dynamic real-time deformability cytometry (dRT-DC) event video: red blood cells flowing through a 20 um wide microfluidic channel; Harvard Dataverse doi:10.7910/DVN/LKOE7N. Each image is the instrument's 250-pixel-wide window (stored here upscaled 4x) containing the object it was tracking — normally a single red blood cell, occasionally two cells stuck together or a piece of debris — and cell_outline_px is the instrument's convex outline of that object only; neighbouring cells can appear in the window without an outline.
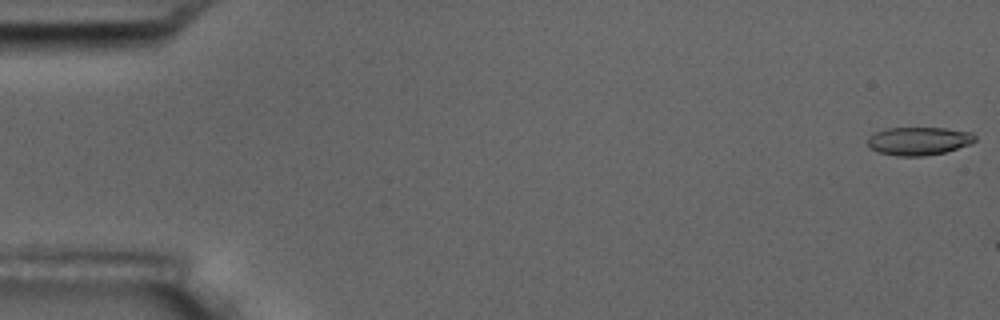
{"species": "common noctule bat (a hibernating species)", "species_latin": "Nyctalus noctula", "temperature_condition": "room temperature", "stored_images_in_passage": 4, "camera_frame_rate_fps": 3000, "um_per_image_px": 0.085, "animal": {"sex": "male", "body_mass_g": 17.5, "forearm_length_mm": 52.3}, "frame": {"image": 1, "passage_image": 1, "time_ms": 0.0, "image_size_px": [1000, 320], "cell_outline_px": [[976, 140], [972, 144], [944, 152], [924, 156], [896, 156], [880, 152], [872, 148], [868, 144], [868, 136], [876, 132], [888, 128], [944, 128], [972, 132], [976, 136]], "centroid_in_image_um": [78.13, 11.98], "position_along_channel_um": 6.9, "area_um2": 17.57}}